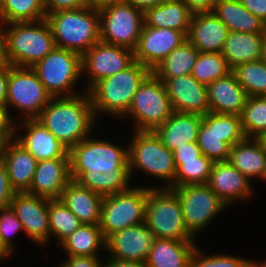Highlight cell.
Here are the masks:
<instances>
[{"label": "cell", "mask_w": 266, "mask_h": 267, "mask_svg": "<svg viewBox=\"0 0 266 267\" xmlns=\"http://www.w3.org/2000/svg\"><path fill=\"white\" fill-rule=\"evenodd\" d=\"M71 180L102 197L130 189L128 147L90 136L69 149Z\"/></svg>", "instance_id": "1"}, {"label": "cell", "mask_w": 266, "mask_h": 267, "mask_svg": "<svg viewBox=\"0 0 266 267\" xmlns=\"http://www.w3.org/2000/svg\"><path fill=\"white\" fill-rule=\"evenodd\" d=\"M36 119L68 149L92 137L97 120L87 91L71 97H52Z\"/></svg>", "instance_id": "2"}, {"label": "cell", "mask_w": 266, "mask_h": 267, "mask_svg": "<svg viewBox=\"0 0 266 267\" xmlns=\"http://www.w3.org/2000/svg\"><path fill=\"white\" fill-rule=\"evenodd\" d=\"M0 36L6 63L12 66L32 68L56 48L46 19L2 24Z\"/></svg>", "instance_id": "3"}, {"label": "cell", "mask_w": 266, "mask_h": 267, "mask_svg": "<svg viewBox=\"0 0 266 267\" xmlns=\"http://www.w3.org/2000/svg\"><path fill=\"white\" fill-rule=\"evenodd\" d=\"M150 73L147 67L134 61L121 72L93 85L87 92L96 118L98 113L122 118L128 112L139 85Z\"/></svg>", "instance_id": "4"}, {"label": "cell", "mask_w": 266, "mask_h": 267, "mask_svg": "<svg viewBox=\"0 0 266 267\" xmlns=\"http://www.w3.org/2000/svg\"><path fill=\"white\" fill-rule=\"evenodd\" d=\"M57 48L81 56L100 40L99 10L93 6L46 14Z\"/></svg>", "instance_id": "5"}, {"label": "cell", "mask_w": 266, "mask_h": 267, "mask_svg": "<svg viewBox=\"0 0 266 267\" xmlns=\"http://www.w3.org/2000/svg\"><path fill=\"white\" fill-rule=\"evenodd\" d=\"M132 137L130 144L126 145L131 180L135 171L139 169L159 180L167 181L163 188H174L176 167L173 152L161 142L154 131L135 130Z\"/></svg>", "instance_id": "6"}, {"label": "cell", "mask_w": 266, "mask_h": 267, "mask_svg": "<svg viewBox=\"0 0 266 267\" xmlns=\"http://www.w3.org/2000/svg\"><path fill=\"white\" fill-rule=\"evenodd\" d=\"M144 223L155 238L194 241L187 229L177 194L170 188L149 187Z\"/></svg>", "instance_id": "7"}, {"label": "cell", "mask_w": 266, "mask_h": 267, "mask_svg": "<svg viewBox=\"0 0 266 267\" xmlns=\"http://www.w3.org/2000/svg\"><path fill=\"white\" fill-rule=\"evenodd\" d=\"M173 112L165 84L151 72L139 85L124 116L128 115L136 122L134 130L154 131L168 120Z\"/></svg>", "instance_id": "8"}, {"label": "cell", "mask_w": 266, "mask_h": 267, "mask_svg": "<svg viewBox=\"0 0 266 267\" xmlns=\"http://www.w3.org/2000/svg\"><path fill=\"white\" fill-rule=\"evenodd\" d=\"M149 187H133L105 196L100 229L105 240L113 233L144 223Z\"/></svg>", "instance_id": "9"}, {"label": "cell", "mask_w": 266, "mask_h": 267, "mask_svg": "<svg viewBox=\"0 0 266 267\" xmlns=\"http://www.w3.org/2000/svg\"><path fill=\"white\" fill-rule=\"evenodd\" d=\"M32 69L52 97H71L79 94L72 89L83 76L80 54L56 47Z\"/></svg>", "instance_id": "10"}, {"label": "cell", "mask_w": 266, "mask_h": 267, "mask_svg": "<svg viewBox=\"0 0 266 267\" xmlns=\"http://www.w3.org/2000/svg\"><path fill=\"white\" fill-rule=\"evenodd\" d=\"M100 40L135 50L144 25V11L128 2L99 10Z\"/></svg>", "instance_id": "11"}, {"label": "cell", "mask_w": 266, "mask_h": 267, "mask_svg": "<svg viewBox=\"0 0 266 267\" xmlns=\"http://www.w3.org/2000/svg\"><path fill=\"white\" fill-rule=\"evenodd\" d=\"M52 96L31 67L10 65L6 107H14L24 119L37 118Z\"/></svg>", "instance_id": "12"}, {"label": "cell", "mask_w": 266, "mask_h": 267, "mask_svg": "<svg viewBox=\"0 0 266 267\" xmlns=\"http://www.w3.org/2000/svg\"><path fill=\"white\" fill-rule=\"evenodd\" d=\"M171 189L179 199L185 225L194 236L205 229L211 220L227 207V204L207 184L186 185Z\"/></svg>", "instance_id": "13"}, {"label": "cell", "mask_w": 266, "mask_h": 267, "mask_svg": "<svg viewBox=\"0 0 266 267\" xmlns=\"http://www.w3.org/2000/svg\"><path fill=\"white\" fill-rule=\"evenodd\" d=\"M134 61V51L99 40L82 55V75L86 72L90 76L84 91L100 80L121 72Z\"/></svg>", "instance_id": "14"}, {"label": "cell", "mask_w": 266, "mask_h": 267, "mask_svg": "<svg viewBox=\"0 0 266 267\" xmlns=\"http://www.w3.org/2000/svg\"><path fill=\"white\" fill-rule=\"evenodd\" d=\"M187 40V36L170 28H151L143 25L134 59L151 72L172 52Z\"/></svg>", "instance_id": "15"}, {"label": "cell", "mask_w": 266, "mask_h": 267, "mask_svg": "<svg viewBox=\"0 0 266 267\" xmlns=\"http://www.w3.org/2000/svg\"><path fill=\"white\" fill-rule=\"evenodd\" d=\"M23 231L36 244H46L50 239L48 198L29 194L15 193L10 203Z\"/></svg>", "instance_id": "16"}, {"label": "cell", "mask_w": 266, "mask_h": 267, "mask_svg": "<svg viewBox=\"0 0 266 267\" xmlns=\"http://www.w3.org/2000/svg\"><path fill=\"white\" fill-rule=\"evenodd\" d=\"M154 240L153 231L142 223L111 234L105 251L114 259L145 263Z\"/></svg>", "instance_id": "17"}, {"label": "cell", "mask_w": 266, "mask_h": 267, "mask_svg": "<svg viewBox=\"0 0 266 267\" xmlns=\"http://www.w3.org/2000/svg\"><path fill=\"white\" fill-rule=\"evenodd\" d=\"M15 124L14 140L24 149L30 152L37 161H45L56 158H69V149L62 144L55 135L46 129L38 119H23ZM20 127H19V126ZM22 127V128H21ZM17 128L25 133L21 136ZM17 135V136H16Z\"/></svg>", "instance_id": "18"}, {"label": "cell", "mask_w": 266, "mask_h": 267, "mask_svg": "<svg viewBox=\"0 0 266 267\" xmlns=\"http://www.w3.org/2000/svg\"><path fill=\"white\" fill-rule=\"evenodd\" d=\"M159 80L165 84L174 111L200 115L210 112L207 85L191 74Z\"/></svg>", "instance_id": "19"}, {"label": "cell", "mask_w": 266, "mask_h": 267, "mask_svg": "<svg viewBox=\"0 0 266 267\" xmlns=\"http://www.w3.org/2000/svg\"><path fill=\"white\" fill-rule=\"evenodd\" d=\"M207 185L227 206L253 195L251 180L229 161L214 162Z\"/></svg>", "instance_id": "20"}, {"label": "cell", "mask_w": 266, "mask_h": 267, "mask_svg": "<svg viewBox=\"0 0 266 267\" xmlns=\"http://www.w3.org/2000/svg\"><path fill=\"white\" fill-rule=\"evenodd\" d=\"M70 181L69 158L38 161L27 193L48 199H59Z\"/></svg>", "instance_id": "21"}, {"label": "cell", "mask_w": 266, "mask_h": 267, "mask_svg": "<svg viewBox=\"0 0 266 267\" xmlns=\"http://www.w3.org/2000/svg\"><path fill=\"white\" fill-rule=\"evenodd\" d=\"M229 29L213 12L192 14L187 40L199 52H222Z\"/></svg>", "instance_id": "22"}, {"label": "cell", "mask_w": 266, "mask_h": 267, "mask_svg": "<svg viewBox=\"0 0 266 267\" xmlns=\"http://www.w3.org/2000/svg\"><path fill=\"white\" fill-rule=\"evenodd\" d=\"M207 89L210 112L215 113L240 115L249 97L233 72L208 84Z\"/></svg>", "instance_id": "23"}, {"label": "cell", "mask_w": 266, "mask_h": 267, "mask_svg": "<svg viewBox=\"0 0 266 267\" xmlns=\"http://www.w3.org/2000/svg\"><path fill=\"white\" fill-rule=\"evenodd\" d=\"M203 115L174 111L168 120L157 127L154 132L161 142L170 150L197 142V136Z\"/></svg>", "instance_id": "24"}, {"label": "cell", "mask_w": 266, "mask_h": 267, "mask_svg": "<svg viewBox=\"0 0 266 267\" xmlns=\"http://www.w3.org/2000/svg\"><path fill=\"white\" fill-rule=\"evenodd\" d=\"M103 198L71 180L59 199L83 224L99 225Z\"/></svg>", "instance_id": "25"}, {"label": "cell", "mask_w": 266, "mask_h": 267, "mask_svg": "<svg viewBox=\"0 0 266 267\" xmlns=\"http://www.w3.org/2000/svg\"><path fill=\"white\" fill-rule=\"evenodd\" d=\"M2 162L15 193L28 192L38 161L14 139L4 154Z\"/></svg>", "instance_id": "26"}, {"label": "cell", "mask_w": 266, "mask_h": 267, "mask_svg": "<svg viewBox=\"0 0 266 267\" xmlns=\"http://www.w3.org/2000/svg\"><path fill=\"white\" fill-rule=\"evenodd\" d=\"M228 161L249 180L256 177L264 180L266 176V149L260 138H245L236 143Z\"/></svg>", "instance_id": "27"}, {"label": "cell", "mask_w": 266, "mask_h": 267, "mask_svg": "<svg viewBox=\"0 0 266 267\" xmlns=\"http://www.w3.org/2000/svg\"><path fill=\"white\" fill-rule=\"evenodd\" d=\"M195 241L155 238L145 262L146 267H190Z\"/></svg>", "instance_id": "28"}, {"label": "cell", "mask_w": 266, "mask_h": 267, "mask_svg": "<svg viewBox=\"0 0 266 267\" xmlns=\"http://www.w3.org/2000/svg\"><path fill=\"white\" fill-rule=\"evenodd\" d=\"M212 12L229 31L266 34V24L245 8L240 0H218Z\"/></svg>", "instance_id": "29"}, {"label": "cell", "mask_w": 266, "mask_h": 267, "mask_svg": "<svg viewBox=\"0 0 266 267\" xmlns=\"http://www.w3.org/2000/svg\"><path fill=\"white\" fill-rule=\"evenodd\" d=\"M265 37L266 34L230 31L221 52L229 67L262 59Z\"/></svg>", "instance_id": "30"}, {"label": "cell", "mask_w": 266, "mask_h": 267, "mask_svg": "<svg viewBox=\"0 0 266 267\" xmlns=\"http://www.w3.org/2000/svg\"><path fill=\"white\" fill-rule=\"evenodd\" d=\"M192 18L189 8L181 0H167L144 11V25L151 28H170L186 36Z\"/></svg>", "instance_id": "31"}, {"label": "cell", "mask_w": 266, "mask_h": 267, "mask_svg": "<svg viewBox=\"0 0 266 267\" xmlns=\"http://www.w3.org/2000/svg\"><path fill=\"white\" fill-rule=\"evenodd\" d=\"M197 144L203 155L213 162L228 161L231 146L223 141L218 133V113L208 112L203 115Z\"/></svg>", "instance_id": "32"}, {"label": "cell", "mask_w": 266, "mask_h": 267, "mask_svg": "<svg viewBox=\"0 0 266 267\" xmlns=\"http://www.w3.org/2000/svg\"><path fill=\"white\" fill-rule=\"evenodd\" d=\"M99 225L83 224L61 244L67 256L99 257V248L106 247Z\"/></svg>", "instance_id": "33"}, {"label": "cell", "mask_w": 266, "mask_h": 267, "mask_svg": "<svg viewBox=\"0 0 266 267\" xmlns=\"http://www.w3.org/2000/svg\"><path fill=\"white\" fill-rule=\"evenodd\" d=\"M199 51L186 40L175 48L152 73L158 79H170L191 74Z\"/></svg>", "instance_id": "34"}, {"label": "cell", "mask_w": 266, "mask_h": 267, "mask_svg": "<svg viewBox=\"0 0 266 267\" xmlns=\"http://www.w3.org/2000/svg\"><path fill=\"white\" fill-rule=\"evenodd\" d=\"M46 19L43 0H3L0 25Z\"/></svg>", "instance_id": "35"}, {"label": "cell", "mask_w": 266, "mask_h": 267, "mask_svg": "<svg viewBox=\"0 0 266 267\" xmlns=\"http://www.w3.org/2000/svg\"><path fill=\"white\" fill-rule=\"evenodd\" d=\"M50 237L55 236L61 244L82 222L60 199H48Z\"/></svg>", "instance_id": "36"}, {"label": "cell", "mask_w": 266, "mask_h": 267, "mask_svg": "<svg viewBox=\"0 0 266 267\" xmlns=\"http://www.w3.org/2000/svg\"><path fill=\"white\" fill-rule=\"evenodd\" d=\"M232 69L222 53L199 52L191 75L200 83L208 85L213 81L227 76Z\"/></svg>", "instance_id": "37"}, {"label": "cell", "mask_w": 266, "mask_h": 267, "mask_svg": "<svg viewBox=\"0 0 266 267\" xmlns=\"http://www.w3.org/2000/svg\"><path fill=\"white\" fill-rule=\"evenodd\" d=\"M240 118L246 138H261L266 133V96H249Z\"/></svg>", "instance_id": "38"}, {"label": "cell", "mask_w": 266, "mask_h": 267, "mask_svg": "<svg viewBox=\"0 0 266 267\" xmlns=\"http://www.w3.org/2000/svg\"><path fill=\"white\" fill-rule=\"evenodd\" d=\"M248 96H266V64L260 59L232 69Z\"/></svg>", "instance_id": "39"}, {"label": "cell", "mask_w": 266, "mask_h": 267, "mask_svg": "<svg viewBox=\"0 0 266 267\" xmlns=\"http://www.w3.org/2000/svg\"><path fill=\"white\" fill-rule=\"evenodd\" d=\"M214 162L205 155L195 159L182 160L176 168L174 187L207 184Z\"/></svg>", "instance_id": "40"}, {"label": "cell", "mask_w": 266, "mask_h": 267, "mask_svg": "<svg viewBox=\"0 0 266 267\" xmlns=\"http://www.w3.org/2000/svg\"><path fill=\"white\" fill-rule=\"evenodd\" d=\"M248 259L225 254L205 255L196 246L193 250L190 267H241Z\"/></svg>", "instance_id": "41"}, {"label": "cell", "mask_w": 266, "mask_h": 267, "mask_svg": "<svg viewBox=\"0 0 266 267\" xmlns=\"http://www.w3.org/2000/svg\"><path fill=\"white\" fill-rule=\"evenodd\" d=\"M218 133L231 147L246 138L240 115L218 113Z\"/></svg>", "instance_id": "42"}, {"label": "cell", "mask_w": 266, "mask_h": 267, "mask_svg": "<svg viewBox=\"0 0 266 267\" xmlns=\"http://www.w3.org/2000/svg\"><path fill=\"white\" fill-rule=\"evenodd\" d=\"M23 230L22 223L17 218L14 210L11 206L0 209V234L4 245L13 253L14 247L12 242V236L14 237L16 232Z\"/></svg>", "instance_id": "43"}, {"label": "cell", "mask_w": 266, "mask_h": 267, "mask_svg": "<svg viewBox=\"0 0 266 267\" xmlns=\"http://www.w3.org/2000/svg\"><path fill=\"white\" fill-rule=\"evenodd\" d=\"M46 14L91 6L90 0H43Z\"/></svg>", "instance_id": "44"}, {"label": "cell", "mask_w": 266, "mask_h": 267, "mask_svg": "<svg viewBox=\"0 0 266 267\" xmlns=\"http://www.w3.org/2000/svg\"><path fill=\"white\" fill-rule=\"evenodd\" d=\"M14 194L6 168L0 161V209L10 206Z\"/></svg>", "instance_id": "45"}, {"label": "cell", "mask_w": 266, "mask_h": 267, "mask_svg": "<svg viewBox=\"0 0 266 267\" xmlns=\"http://www.w3.org/2000/svg\"><path fill=\"white\" fill-rule=\"evenodd\" d=\"M201 155L202 152L197 142L186 143L185 146H180L173 151L175 167L177 168L182 163V160L195 159Z\"/></svg>", "instance_id": "46"}, {"label": "cell", "mask_w": 266, "mask_h": 267, "mask_svg": "<svg viewBox=\"0 0 266 267\" xmlns=\"http://www.w3.org/2000/svg\"><path fill=\"white\" fill-rule=\"evenodd\" d=\"M99 257L68 256L58 267H103Z\"/></svg>", "instance_id": "47"}, {"label": "cell", "mask_w": 266, "mask_h": 267, "mask_svg": "<svg viewBox=\"0 0 266 267\" xmlns=\"http://www.w3.org/2000/svg\"><path fill=\"white\" fill-rule=\"evenodd\" d=\"M192 14L212 12L218 0H181Z\"/></svg>", "instance_id": "48"}, {"label": "cell", "mask_w": 266, "mask_h": 267, "mask_svg": "<svg viewBox=\"0 0 266 267\" xmlns=\"http://www.w3.org/2000/svg\"><path fill=\"white\" fill-rule=\"evenodd\" d=\"M240 2L266 24V0H240Z\"/></svg>", "instance_id": "49"}, {"label": "cell", "mask_w": 266, "mask_h": 267, "mask_svg": "<svg viewBox=\"0 0 266 267\" xmlns=\"http://www.w3.org/2000/svg\"><path fill=\"white\" fill-rule=\"evenodd\" d=\"M9 72V63H6L3 67L0 68V106L5 107L7 103Z\"/></svg>", "instance_id": "50"}, {"label": "cell", "mask_w": 266, "mask_h": 267, "mask_svg": "<svg viewBox=\"0 0 266 267\" xmlns=\"http://www.w3.org/2000/svg\"><path fill=\"white\" fill-rule=\"evenodd\" d=\"M14 122L7 107L0 106V133H15Z\"/></svg>", "instance_id": "51"}, {"label": "cell", "mask_w": 266, "mask_h": 267, "mask_svg": "<svg viewBox=\"0 0 266 267\" xmlns=\"http://www.w3.org/2000/svg\"><path fill=\"white\" fill-rule=\"evenodd\" d=\"M103 267H146V264L144 262H131L110 257L107 261L105 259Z\"/></svg>", "instance_id": "52"}, {"label": "cell", "mask_w": 266, "mask_h": 267, "mask_svg": "<svg viewBox=\"0 0 266 267\" xmlns=\"http://www.w3.org/2000/svg\"><path fill=\"white\" fill-rule=\"evenodd\" d=\"M167 0H127L129 4H132L134 7L145 11L148 8L158 6L166 2Z\"/></svg>", "instance_id": "53"}, {"label": "cell", "mask_w": 266, "mask_h": 267, "mask_svg": "<svg viewBox=\"0 0 266 267\" xmlns=\"http://www.w3.org/2000/svg\"><path fill=\"white\" fill-rule=\"evenodd\" d=\"M15 133H0V161H2L8 144L14 139Z\"/></svg>", "instance_id": "54"}, {"label": "cell", "mask_w": 266, "mask_h": 267, "mask_svg": "<svg viewBox=\"0 0 266 267\" xmlns=\"http://www.w3.org/2000/svg\"><path fill=\"white\" fill-rule=\"evenodd\" d=\"M127 0H90L91 6L101 10L107 6L126 3Z\"/></svg>", "instance_id": "55"}, {"label": "cell", "mask_w": 266, "mask_h": 267, "mask_svg": "<svg viewBox=\"0 0 266 267\" xmlns=\"http://www.w3.org/2000/svg\"><path fill=\"white\" fill-rule=\"evenodd\" d=\"M12 255V252L4 245L0 234V261L5 260Z\"/></svg>", "instance_id": "56"}, {"label": "cell", "mask_w": 266, "mask_h": 267, "mask_svg": "<svg viewBox=\"0 0 266 267\" xmlns=\"http://www.w3.org/2000/svg\"><path fill=\"white\" fill-rule=\"evenodd\" d=\"M6 64V60L4 57V45L2 38L0 36V68L3 67Z\"/></svg>", "instance_id": "57"}, {"label": "cell", "mask_w": 266, "mask_h": 267, "mask_svg": "<svg viewBox=\"0 0 266 267\" xmlns=\"http://www.w3.org/2000/svg\"><path fill=\"white\" fill-rule=\"evenodd\" d=\"M241 267H256L254 260H247Z\"/></svg>", "instance_id": "58"}, {"label": "cell", "mask_w": 266, "mask_h": 267, "mask_svg": "<svg viewBox=\"0 0 266 267\" xmlns=\"http://www.w3.org/2000/svg\"><path fill=\"white\" fill-rule=\"evenodd\" d=\"M262 60L266 64V37H265L264 42H263Z\"/></svg>", "instance_id": "59"}, {"label": "cell", "mask_w": 266, "mask_h": 267, "mask_svg": "<svg viewBox=\"0 0 266 267\" xmlns=\"http://www.w3.org/2000/svg\"><path fill=\"white\" fill-rule=\"evenodd\" d=\"M256 267H266V261L260 262V261H255Z\"/></svg>", "instance_id": "60"}, {"label": "cell", "mask_w": 266, "mask_h": 267, "mask_svg": "<svg viewBox=\"0 0 266 267\" xmlns=\"http://www.w3.org/2000/svg\"><path fill=\"white\" fill-rule=\"evenodd\" d=\"M266 149V133L260 138Z\"/></svg>", "instance_id": "61"}]
</instances>
